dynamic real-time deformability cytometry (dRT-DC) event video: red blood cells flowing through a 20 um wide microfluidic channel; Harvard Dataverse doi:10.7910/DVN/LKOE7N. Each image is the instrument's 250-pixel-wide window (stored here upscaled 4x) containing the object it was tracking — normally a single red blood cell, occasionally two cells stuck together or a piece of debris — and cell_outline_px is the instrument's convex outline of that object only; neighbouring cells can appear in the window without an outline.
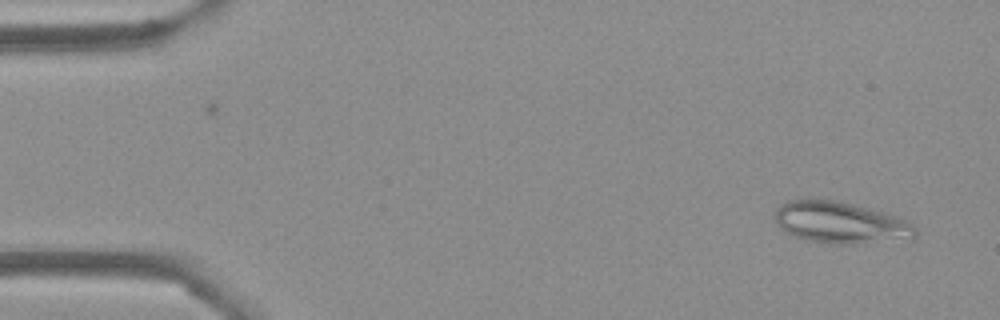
{"species": "Egyptian fruit bat (a non-hibernating species)", "species_latin": "Rousettus aegyptiacus", "temperature_condition": "cold", "stored_images_in_passage": 52, "camera_frame_rate_fps": 3000, "um_per_image_px": 0.085, "frame": {"image": 1, "passage_image": 2, "time_ms": 0.333, "image_size_px": [1000, 320], "cell_outline_px": [[916, 236], [912, 240], [848, 244], [832, 244], [808, 240], [796, 236], [780, 228], [776, 224], [772, 216], [780, 204], [784, 200], [836, 200], [884, 212], [896, 216], [912, 224], [916, 228]], "centroid_in_image_um": [71.45, 18.93], "position_along_channel_um": 13.6, "area_um2": 34.22}}
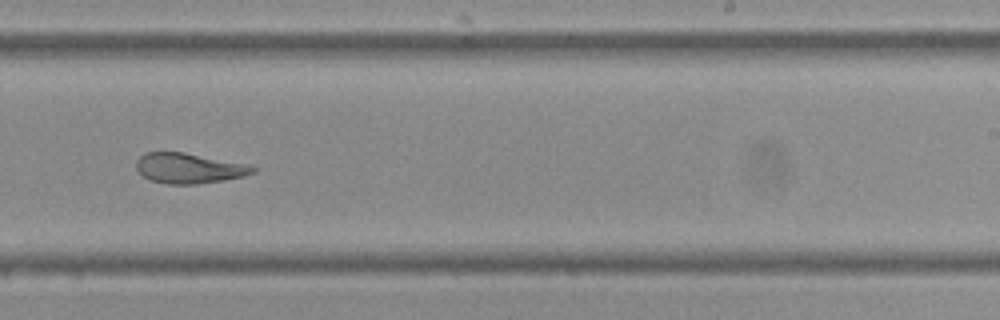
{"frame": {"image": 2, "passage_image": 32, "time_ms": 10.333, "image_size_px": [1000, 320], "cell_outline_px": [[256, 172], [244, 176], [224, 180], [196, 184], [168, 184], [152, 180], [144, 176], [136, 168], [136, 160], [144, 152], [184, 152], [252, 164], [256, 168]], "centroid_in_image_um": [16.12, 14.28], "position_along_channel_um": 272.9, "area_um2": 20.75}}
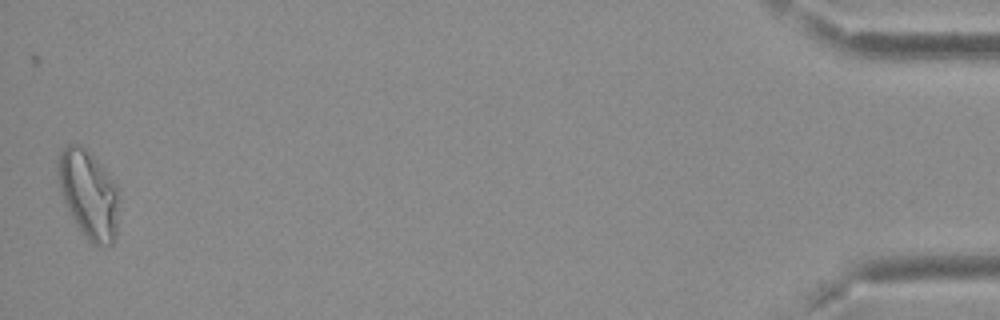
{"frame": {"image": 3, "passage_image": 52, "time_ms": 17.0, "image_size_px": [1000, 320], "cell_outline_px": [[120, 196], [116, 240], [112, 244], [92, 244], [80, 232], [68, 212], [60, 192], [56, 176], [56, 164], [60, 152], [68, 144], [84, 144], [104, 168], [116, 184]], "centroid_in_image_um": [7.52, 16.49], "position_along_channel_um": 427.7, "area_um2": 32.37}, "authors_computed_cell_mechanics": {"area_um2": 23.8136, "velocity_mm_per_s": 3.7155, "shape_relaxation_time_tau1_ms": null, "shape_relaxation_time_tau2_ms": 2.6359, "deformation_change_tau1": null, "deformation_change_tau2": 0.0781}}